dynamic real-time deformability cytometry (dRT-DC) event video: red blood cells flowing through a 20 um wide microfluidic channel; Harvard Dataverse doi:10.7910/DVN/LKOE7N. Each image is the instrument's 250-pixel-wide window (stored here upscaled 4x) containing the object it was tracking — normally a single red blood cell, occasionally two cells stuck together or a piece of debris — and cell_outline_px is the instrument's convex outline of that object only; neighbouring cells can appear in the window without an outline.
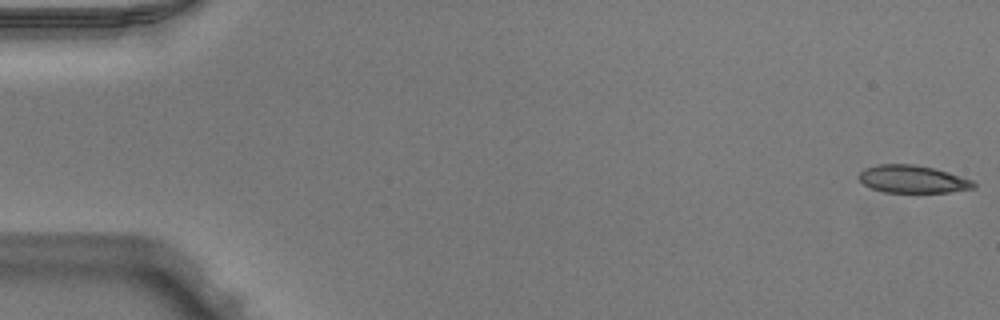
{"species": "Egyptian fruit bat (a non-hibernating species)", "species_latin": "Rousettus aegyptiacus", "temperature_condition": "warm", "stored_images_in_passage": 30, "camera_frame_rate_fps": 3000, "um_per_image_px": 0.085, "animal": {"sex": "male"}, "frame": {"image": 1, "passage_image": 1, "time_ms": 0.0, "image_size_px": [1000, 320], "cell_outline_px": [[976, 188], [948, 192], [884, 192], [872, 188], [864, 184], [856, 176], [864, 168], [876, 164], [912, 164], [932, 168], [948, 172], [972, 180], [976, 184]], "centroid_in_image_um": [77.55, 15.22], "position_along_channel_um": 7.5, "area_um2": 18.44}}
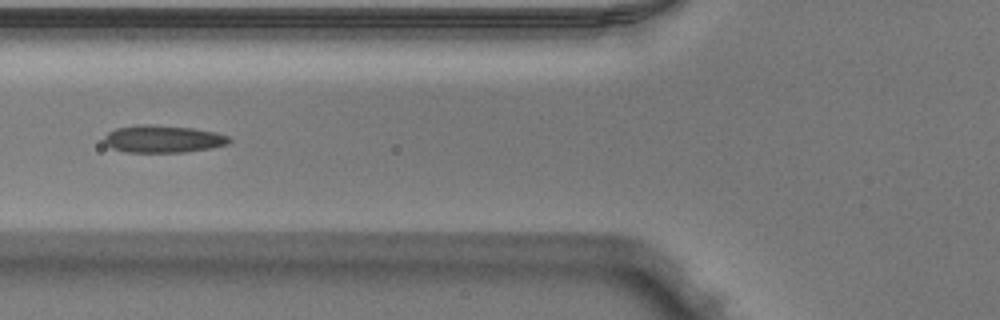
{"frame": {"image": 2, "passage_image": 20, "time_ms": 6.333, "image_size_px": [1000, 320], "cell_outline_px": [[232, 140], [228, 144], [208, 148], [184, 152], [124, 152], [112, 148], [104, 140], [104, 136], [108, 132], [116, 128], [136, 124], [144, 124], [192, 128], [216, 132], [228, 136]], "centroid_in_image_um": [13.84, 11.81], "position_along_channel_um": 112.0, "area_um2": 19.83}}
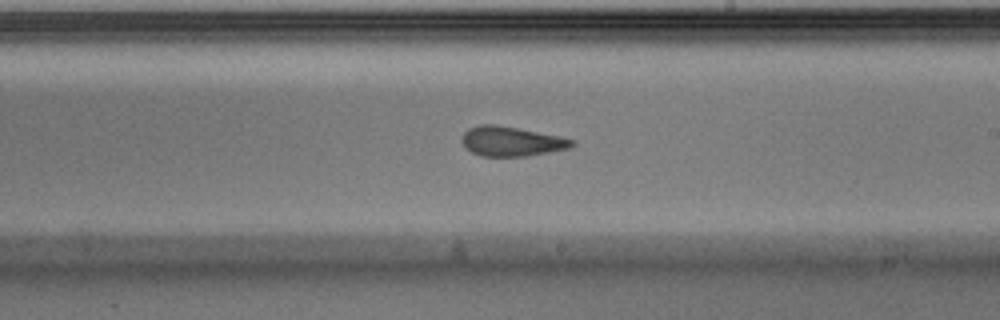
{"frame": {"image": 3, "passage_image": 30, "time_ms": 9.667, "image_size_px": [1000, 320], "cell_outline_px": [[576, 144], [568, 148], [548, 152], [524, 156], [480, 156], [472, 152], [460, 140], [460, 136], [468, 128], [480, 124], [496, 124], [560, 136], [576, 140]], "centroid_in_image_um": [43.45, 12.0], "position_along_channel_um": 245.5, "area_um2": 19.02}}